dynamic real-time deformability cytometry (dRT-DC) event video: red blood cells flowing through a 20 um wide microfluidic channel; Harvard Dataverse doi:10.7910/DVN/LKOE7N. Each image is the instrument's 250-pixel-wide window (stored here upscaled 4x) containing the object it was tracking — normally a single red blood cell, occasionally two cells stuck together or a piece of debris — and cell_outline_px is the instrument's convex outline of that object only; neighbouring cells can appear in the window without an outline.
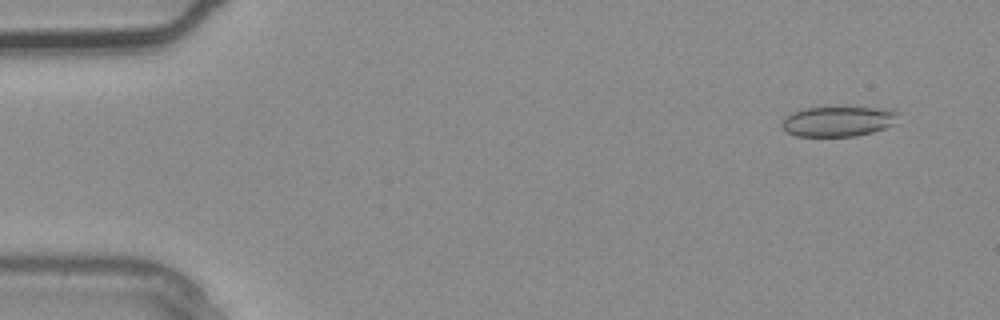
{"species": "common noctule bat (a hibernating species)", "species_latin": "Nyctalus noctula", "temperature_condition": "warm", "stored_images_in_passage": 3, "camera_frame_rate_fps": 3000, "um_per_image_px": 0.085, "animal": {"sex": "male", "body_mass_g": 20.4}, "frame": {"image": 1, "passage_image": 3, "time_ms": 0.667, "image_size_px": [1000, 320], "cell_outline_px": [[900, 112], [892, 124], [884, 128], [872, 132], [856, 136], [796, 136], [784, 132], [780, 128], [780, 124], [784, 116], [792, 112], [804, 108], [888, 108]], "centroid_in_image_um": [71.16, 10.32], "position_along_channel_um": 13.8, "area_um2": 20.52}}